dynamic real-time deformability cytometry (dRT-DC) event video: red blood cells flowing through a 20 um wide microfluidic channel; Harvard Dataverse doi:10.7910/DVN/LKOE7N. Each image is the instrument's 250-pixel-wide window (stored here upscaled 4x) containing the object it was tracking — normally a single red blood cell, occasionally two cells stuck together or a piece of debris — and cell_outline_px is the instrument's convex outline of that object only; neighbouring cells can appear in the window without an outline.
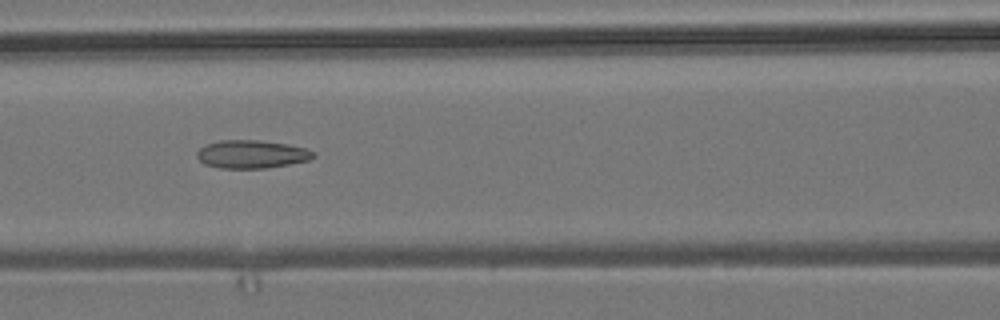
{"species": "common noctule bat (a hibernating species)", "species_latin": "Nyctalus noctula", "temperature_condition": "room temperature", "stored_images_in_passage": 47, "camera_frame_rate_fps": 3000, "um_per_image_px": 0.085, "animal": {"sex": "male", "body_mass_g": 19.2, "forearm_length_mm": 51.8}, "frame": {"image": 1, "passage_image": 22, "time_ms": 7.0, "image_size_px": [1000, 320], "cell_outline_px": [[316, 156], [308, 160], [268, 168], [220, 168], [204, 164], [196, 156], [196, 152], [200, 148], [208, 144], [220, 140], [260, 140], [288, 144], [304, 148], [316, 152]], "centroid_in_image_um": [21.39, 13.1], "position_along_channel_um": 145.2, "area_um2": 19.07}}
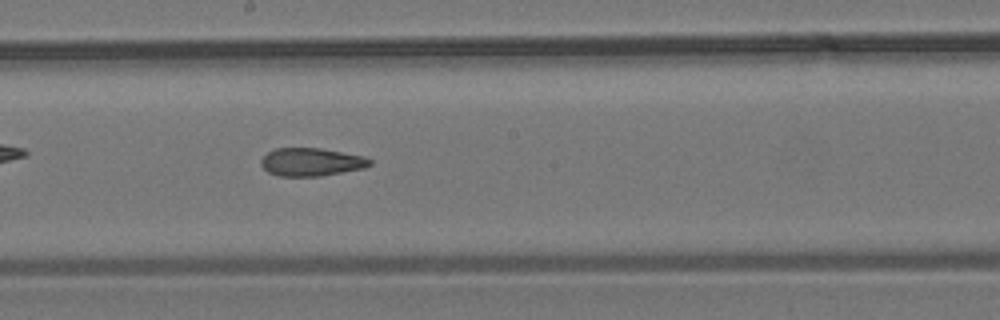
{"frame": {"image": 2, "passage_image": 28, "time_ms": 9.0, "image_size_px": [1000, 320], "cell_outline_px": [[372, 164], [364, 168], [320, 176], [280, 176], [268, 172], [260, 164], [260, 160], [268, 152], [276, 148], [320, 148], [364, 156], [372, 160]], "centroid_in_image_um": [26.46, 13.77], "position_along_channel_um": 221.7, "area_um2": 17.74}}
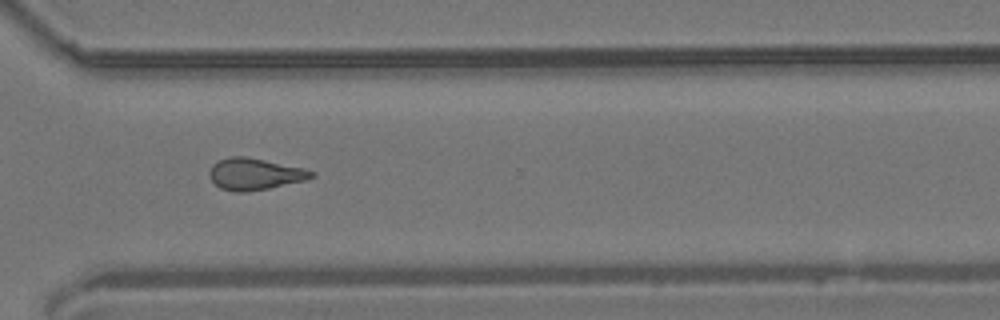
{"frame": {"image": 3, "passage_image": 38, "time_ms": 12.333, "image_size_px": [1000, 320], "cell_outline_px": [[316, 176], [304, 180], [268, 188], [248, 192], [236, 192], [220, 188], [208, 176], [208, 172], [212, 164], [228, 156], [244, 156], [304, 168], [316, 172]], "centroid_in_image_um": [21.63, 14.79], "position_along_channel_um": 349.0, "area_um2": 18.79}, "authors_computed_cell_mechanics": {"area_um2": 18.6694, "velocity_mm_per_s": 3.8246, "shape_relaxation_time_tau1_ms": null, "shape_relaxation_time_tau2_ms": 3.1598, "deformation_change_tau1": null, "deformation_change_tau2": 0.1193}}